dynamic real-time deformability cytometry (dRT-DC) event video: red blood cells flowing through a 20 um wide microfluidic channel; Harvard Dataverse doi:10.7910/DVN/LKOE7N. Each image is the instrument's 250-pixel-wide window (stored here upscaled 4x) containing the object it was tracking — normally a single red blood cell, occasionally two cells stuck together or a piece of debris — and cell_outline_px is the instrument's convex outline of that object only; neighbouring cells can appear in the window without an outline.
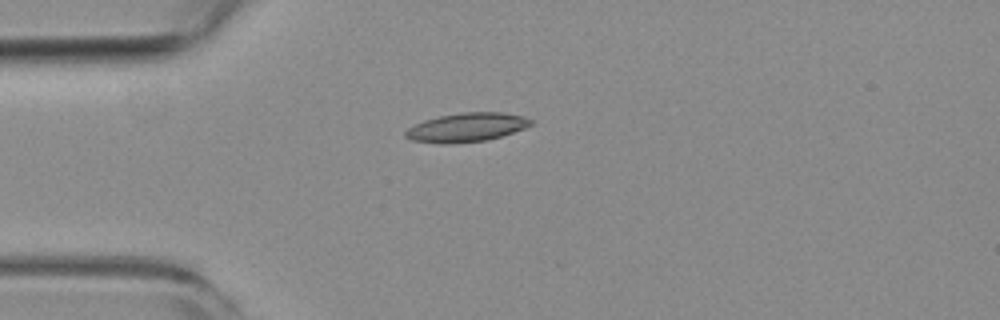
{"species": "common noctule bat (a hibernating species)", "species_latin": "Nyctalus noctula", "temperature_condition": "room temperature", "stored_images_in_passage": 6, "camera_frame_rate_fps": 3000, "um_per_image_px": 0.085, "animal": {"sex": "female", "body_mass_g": 19.3, "forearm_length_mm": 54.1}, "frame": {"image": 1, "passage_image": 1, "time_ms": 0.0, "image_size_px": [1000, 320], "cell_outline_px": [[536, 124], [488, 140], [448, 144], [440, 144], [412, 140], [404, 136], [404, 132], [408, 128], [424, 120], [440, 116], [460, 112], [504, 112], [524, 116], [532, 120]], "centroid_in_image_um": [39.68, 10.82], "position_along_channel_um": 45.3, "area_um2": 21.21}}
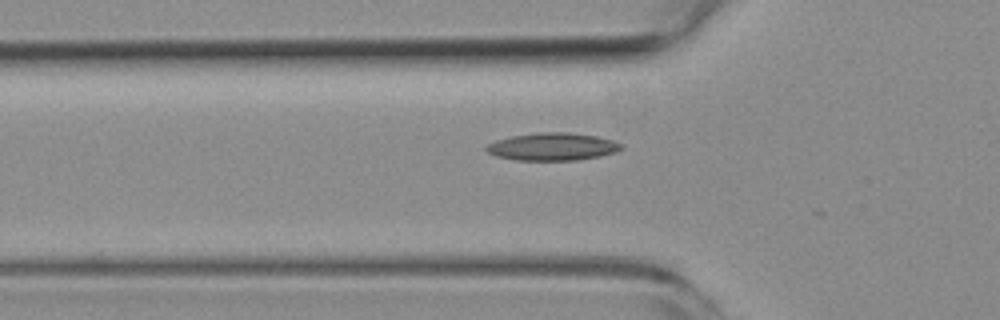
{"frame": {"image": 2, "passage_image": 5, "time_ms": 1.333, "image_size_px": [1000, 320], "cell_outline_px": [[624, 148], [616, 152], [600, 156], [576, 160], [516, 160], [496, 156], [488, 152], [484, 148], [488, 144], [496, 140], [512, 136], [536, 132], [568, 132], [596, 136], [612, 140], [624, 144]], "centroid_in_image_um": [46.98, 12.46], "position_along_channel_um": 78.8, "area_um2": 21.79}}